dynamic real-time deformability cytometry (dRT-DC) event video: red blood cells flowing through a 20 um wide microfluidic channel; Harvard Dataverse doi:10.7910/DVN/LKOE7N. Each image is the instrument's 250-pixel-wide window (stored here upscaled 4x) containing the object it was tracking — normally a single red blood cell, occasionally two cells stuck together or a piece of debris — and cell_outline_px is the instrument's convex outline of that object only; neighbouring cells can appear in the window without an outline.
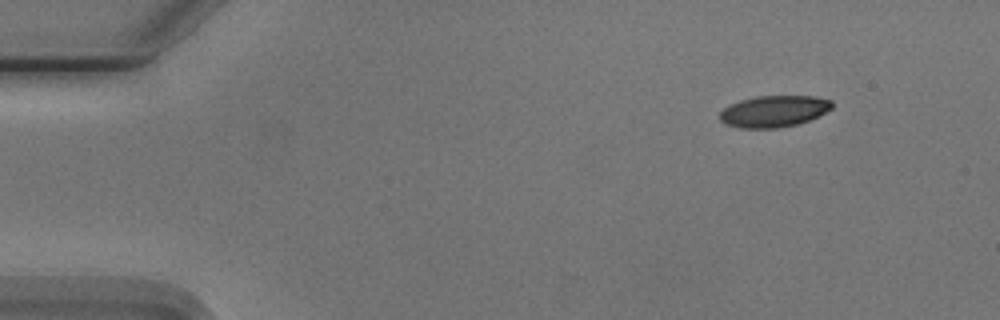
{"species": "Egyptian fruit bat (a non-hibernating species)", "species_latin": "Rousettus aegyptiacus", "temperature_condition": "cold", "stored_images_in_passage": 3, "camera_frame_rate_fps": 3000, "um_per_image_px": 0.085, "animal": {"sex": "male"}, "frame": {"image": 1, "passage_image": 1, "time_ms": 0.0, "image_size_px": [1000, 320], "cell_outline_px": [[832, 108], [808, 120], [796, 124], [776, 128], [740, 128], [724, 124], [720, 120], [720, 112], [728, 104], [740, 100], [756, 96], [816, 96], [832, 100]], "centroid_in_image_um": [65.73, 9.45], "position_along_channel_um": 19.3, "area_um2": 20.58}}
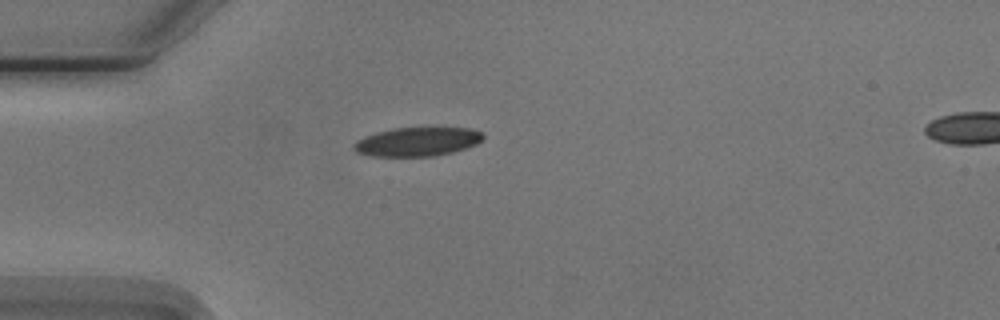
{"frame": {"image": 2, "passage_image": 3, "time_ms": 3.0, "image_size_px": [1000, 320], "cell_outline_px": [[484, 140], [476, 144], [452, 152], [436, 156], [372, 156], [356, 152], [352, 148], [352, 144], [356, 140], [380, 132], [396, 128], [472, 128], [480, 132], [484, 136]], "centroid_in_image_um": [35.48, 12.05], "position_along_channel_um": 49.5, "area_um2": 21.56}}